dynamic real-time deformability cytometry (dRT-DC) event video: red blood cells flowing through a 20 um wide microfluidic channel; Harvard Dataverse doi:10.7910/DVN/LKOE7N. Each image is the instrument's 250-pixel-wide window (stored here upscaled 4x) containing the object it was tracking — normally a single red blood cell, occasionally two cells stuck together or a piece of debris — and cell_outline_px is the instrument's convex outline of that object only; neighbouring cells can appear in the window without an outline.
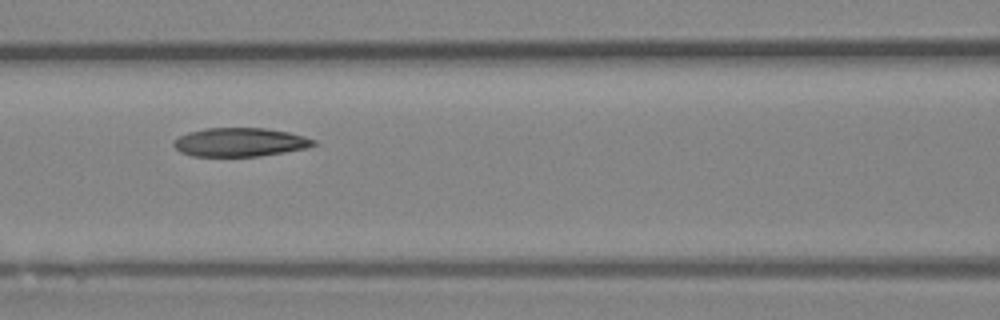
{"species": "Egyptian fruit bat (a non-hibernating species)", "species_latin": "Rousettus aegyptiacus", "temperature_condition": "room temperature", "stored_images_in_passage": 8, "camera_frame_rate_fps": 3000, "um_per_image_px": 0.085, "animal": {"sex": "female"}, "frame": {"image": 1, "passage_image": 7, "time_ms": 2.0, "image_size_px": [1000, 320], "cell_outline_px": [[316, 144], [308, 148], [260, 156], [192, 156], [180, 152], [172, 144], [172, 140], [188, 132], [204, 128], [264, 128], [288, 132], [304, 136], [316, 140]], "centroid_in_image_um": [20.38, 12.08], "position_along_channel_um": 146.2, "area_um2": 23.47}}
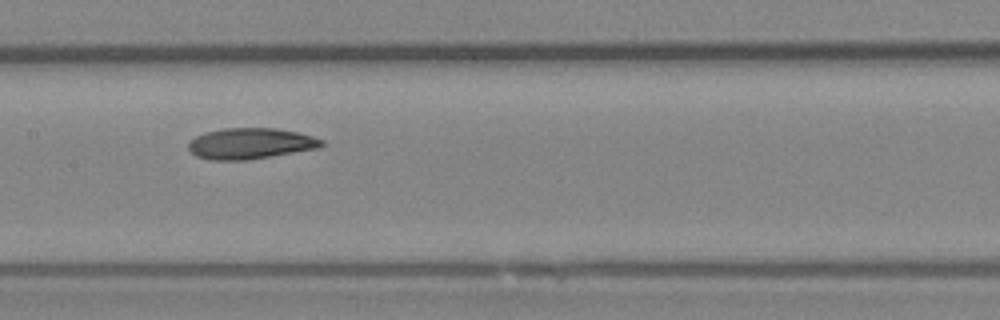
{"frame": {"image": 2, "passage_image": 8, "time_ms": 2.333, "image_size_px": [1000, 320], "cell_outline_px": [[324, 144], [320, 148], [248, 160], [212, 160], [196, 156], [188, 148], [188, 140], [204, 132], [224, 128], [276, 128], [296, 132], [312, 136], [324, 140]], "centroid_in_image_um": [21.28, 12.2], "position_along_channel_um": 186.1, "area_um2": 24.16}}